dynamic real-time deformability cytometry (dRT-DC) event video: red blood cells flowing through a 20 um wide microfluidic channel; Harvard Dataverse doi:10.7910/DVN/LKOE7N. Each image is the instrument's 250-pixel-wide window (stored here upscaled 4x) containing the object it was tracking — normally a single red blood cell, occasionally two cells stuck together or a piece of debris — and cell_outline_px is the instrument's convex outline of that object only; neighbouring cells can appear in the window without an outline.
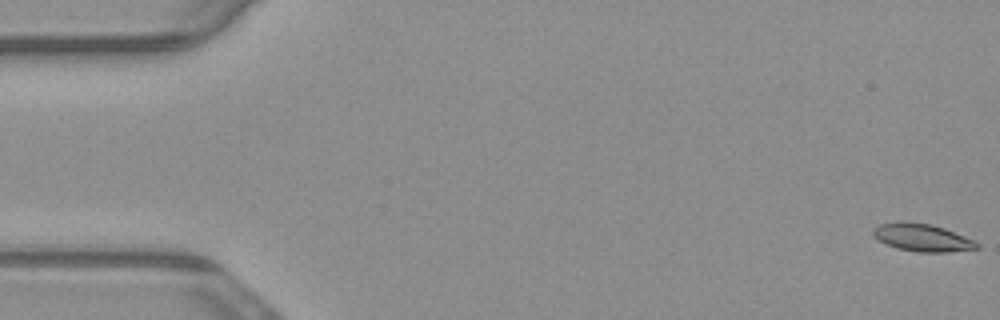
{"species": "common noctule bat (a hibernating species)", "species_latin": "Nyctalus noctula", "temperature_condition": "warm", "stored_images_in_passage": 55, "camera_frame_rate_fps": 3000, "um_per_image_px": 0.085, "animal": {"sex": "male", "body_mass_g": 23.1, "forearm_length_mm": 52.7}, "frame": {"image": 1, "passage_image": 1, "time_ms": 0.0, "image_size_px": [1000, 320], "cell_outline_px": [[980, 248], [948, 252], [916, 252], [896, 248], [872, 236], [872, 228], [880, 224], [896, 220], [904, 220], [932, 224], [944, 228], [976, 240], [980, 244]], "centroid_in_image_um": [78.39, 20.17], "position_along_channel_um": 6.6, "area_um2": 17.11}}
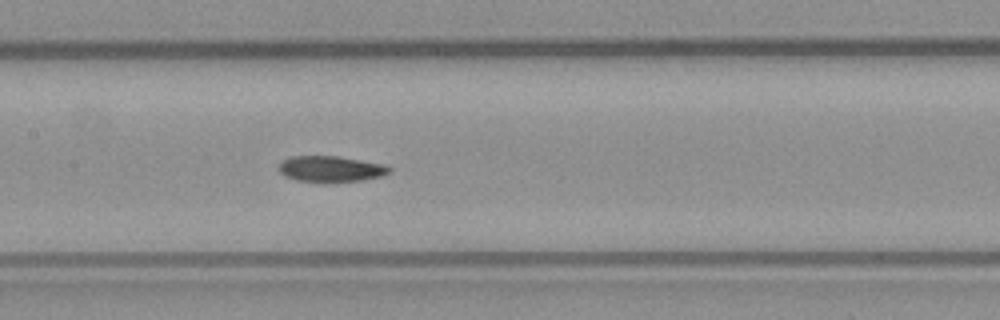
{"frame": {"image": 2, "passage_image": 26, "time_ms": 8.333, "image_size_px": [1000, 320], "cell_outline_px": [[392, 172], [380, 176], [364, 180], [324, 184], [296, 180], [284, 176], [276, 168], [288, 156], [336, 156], [388, 164], [392, 168]], "centroid_in_image_um": [28.13, 14.38], "position_along_channel_um": 179.3, "area_um2": 17.4}}
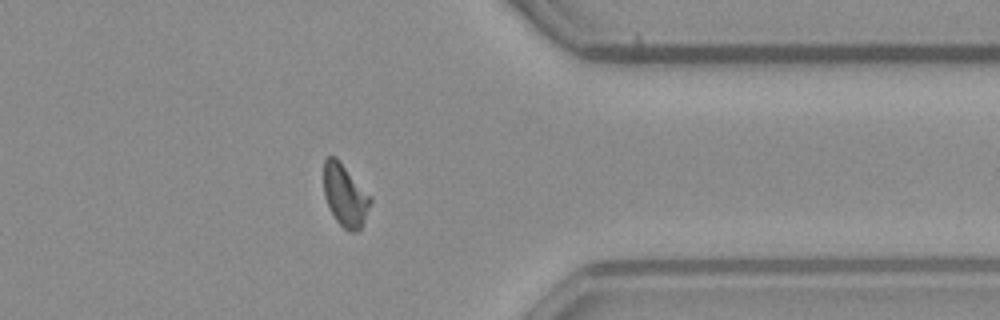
{"frame": {"image": 3, "passage_image": 43, "time_ms": 14.0, "image_size_px": [1000, 320], "cell_outline_px": [[372, 200], [364, 220], [360, 228], [356, 232], [348, 232], [336, 220], [324, 196], [324, 160], [328, 156], [336, 156], [372, 196]], "centroid_in_image_um": [29.34, 16.58], "position_along_channel_um": 382.1, "area_um2": 16.94}, "authors_computed_cell_mechanics": {"area_um2": 16.9354, "velocity_mm_per_s": 3.8277, "shape_relaxation_time_tau1_ms": null, "shape_relaxation_time_tau2_ms": 6.1509, "deformation_change_tau1": null, "deformation_change_tau2": 0.1323}}